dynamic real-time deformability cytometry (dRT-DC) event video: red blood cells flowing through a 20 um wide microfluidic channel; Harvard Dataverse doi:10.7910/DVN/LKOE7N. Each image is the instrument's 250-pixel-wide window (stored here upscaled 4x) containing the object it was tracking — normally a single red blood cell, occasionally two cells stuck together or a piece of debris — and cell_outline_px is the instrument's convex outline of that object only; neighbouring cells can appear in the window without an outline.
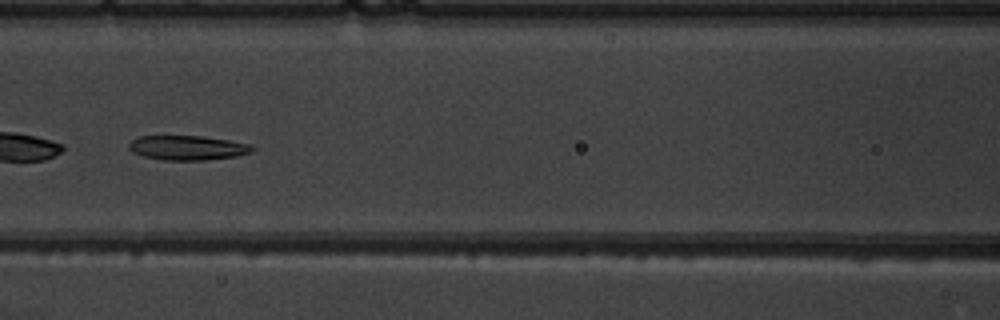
{"species": "common noctule bat (a hibernating species)", "species_latin": "Nyctalus noctula", "temperature_condition": "warm", "stored_images_in_passage": 7, "camera_frame_rate_fps": 3000, "um_per_image_px": 0.085, "animal": {"sex": "male", "body_mass_g": 19.5, "forearm_length_mm": 54.6}, "frame": {"image": 1, "passage_image": 7, "time_ms": 7.0, "image_size_px": [1000, 320], "cell_outline_px": [[256, 148], [252, 152], [236, 156], [204, 160], [164, 160], [144, 156], [132, 152], [128, 148], [128, 144], [132, 140], [140, 136], [200, 136], [228, 140], [248, 144]], "centroid_in_image_um": [15.93, 12.56], "position_along_channel_um": 150.7, "area_um2": 17.51}}